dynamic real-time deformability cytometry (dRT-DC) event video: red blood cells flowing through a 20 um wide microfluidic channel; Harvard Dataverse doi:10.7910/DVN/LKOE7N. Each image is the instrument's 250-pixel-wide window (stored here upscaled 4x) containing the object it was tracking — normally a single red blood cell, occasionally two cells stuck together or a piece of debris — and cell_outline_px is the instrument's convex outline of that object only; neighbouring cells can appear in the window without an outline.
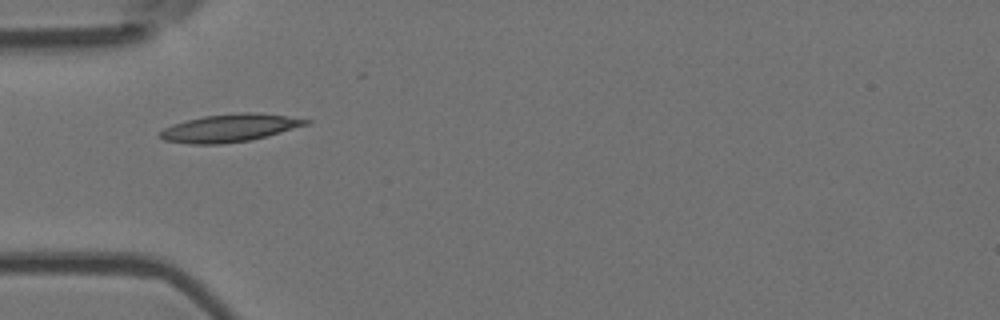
{"species": "Egyptian fruit bat (a non-hibernating species)", "species_latin": "Rousettus aegyptiacus", "temperature_condition": "room temperature", "stored_images_in_passage": 4, "camera_frame_rate_fps": 3000, "um_per_image_px": 0.085, "animal": {"sex": "female"}, "frame": {"image": 1, "passage_image": 1, "time_ms": 0.0, "image_size_px": [1000, 320], "cell_outline_px": [[312, 120], [308, 124], [252, 140], [220, 144], [188, 144], [164, 140], [156, 136], [164, 128], [172, 124], [204, 116], [244, 112], [252, 112], [284, 116]], "centroid_in_image_um": [19.47, 10.89], "position_along_channel_um": 65.5, "area_um2": 23.35}}
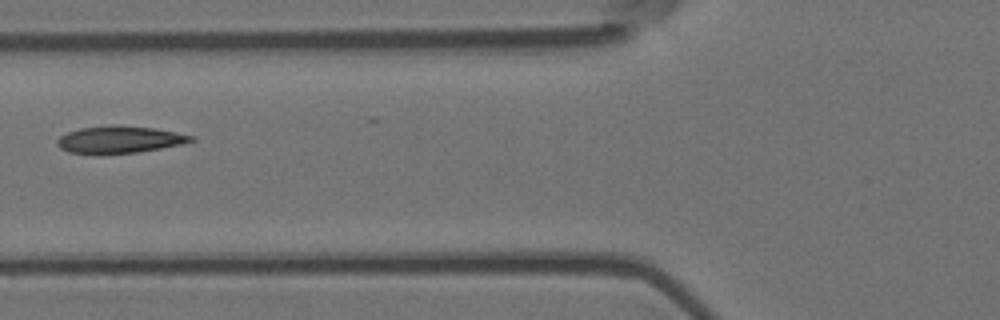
{"frame": {"image": 2, "passage_image": 2, "time_ms": 0.333, "image_size_px": [1000, 320], "cell_outline_px": [[196, 140], [184, 144], [140, 152], [68, 152], [60, 148], [56, 144], [56, 140], [60, 136], [68, 132], [80, 128], [112, 124], [152, 128], [196, 136]], "centroid_in_image_um": [10.21, 11.84], "position_along_channel_um": 115.6, "area_um2": 20.81}}
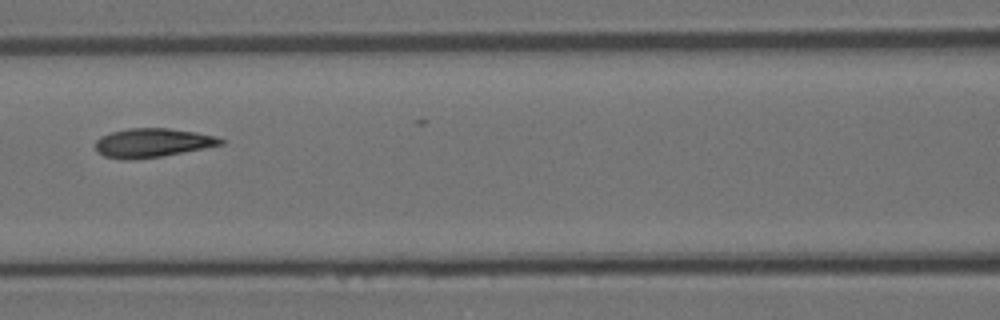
{"frame": {"image": 3, "passage_image": 3, "time_ms": 0.667, "image_size_px": [1000, 320], "cell_outline_px": [[224, 144], [204, 148], [160, 156], [128, 160], [104, 156], [96, 148], [96, 140], [100, 136], [112, 132], [128, 128], [168, 128], [196, 132], [216, 136], [224, 140]], "centroid_in_image_um": [12.96, 12.12], "position_along_channel_um": 153.6, "area_um2": 20.87}}